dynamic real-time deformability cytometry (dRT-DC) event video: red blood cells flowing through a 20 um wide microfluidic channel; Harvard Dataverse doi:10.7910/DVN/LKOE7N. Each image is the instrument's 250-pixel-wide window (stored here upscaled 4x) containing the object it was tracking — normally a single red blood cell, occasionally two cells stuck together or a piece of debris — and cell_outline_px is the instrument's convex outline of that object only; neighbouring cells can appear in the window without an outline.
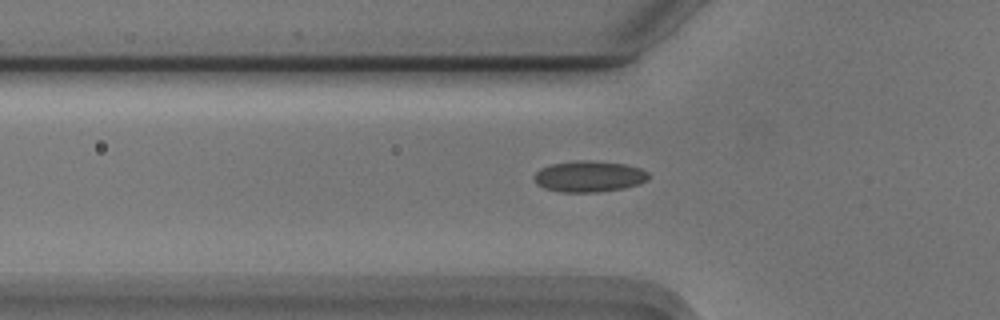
{"species": "Egyptian fruit bat (a non-hibernating species)", "species_latin": "Rousettus aegyptiacus", "temperature_condition": "cold", "stored_images_in_passage": 51, "camera_frame_rate_fps": 3000, "um_per_image_px": 0.085, "animal": {"sex": "male"}, "frame": {"image": 1, "passage_image": 18, "time_ms": 5.667, "image_size_px": [1000, 320], "cell_outline_px": [[648, 180], [640, 184], [624, 188], [596, 192], [560, 192], [544, 188], [536, 184], [536, 172], [540, 168], [552, 164], [576, 160], [592, 160], [624, 164], [640, 168], [648, 172]], "centroid_in_image_um": [50.09, 14.99], "position_along_channel_um": 75.7, "area_um2": 20.75}}
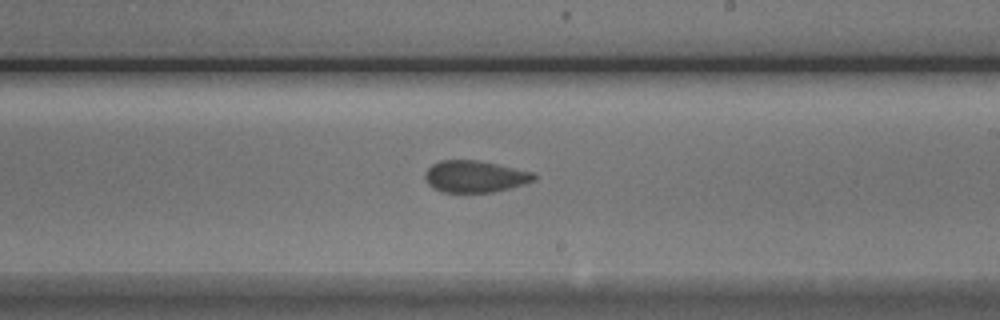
{"frame": {"image": 2, "passage_image": 32, "time_ms": 10.333, "image_size_px": [1000, 320], "cell_outline_px": [[536, 180], [524, 184], [492, 192], [440, 192], [432, 188], [428, 184], [424, 176], [424, 172], [432, 164], [440, 160], [480, 160], [532, 172], [536, 176]], "centroid_in_image_um": [40.33, 15.0], "position_along_channel_um": 248.7, "area_um2": 20.23}}
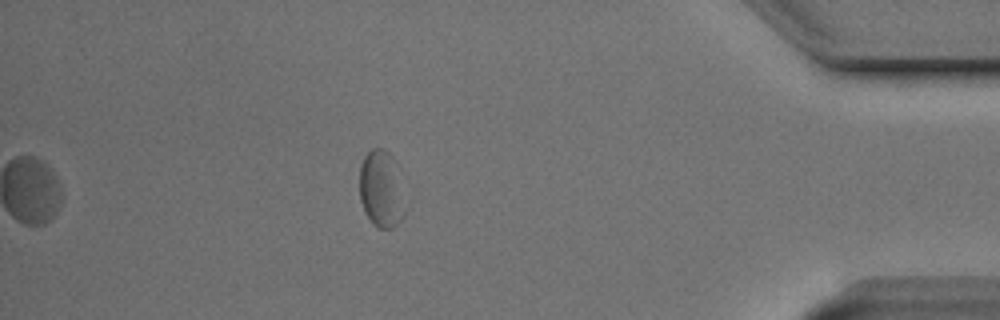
{"frame": {"image": 3, "passage_image": 48, "time_ms": 15.667, "image_size_px": [1000, 320], "cell_outline_px": [[408, 208], [404, 216], [392, 228], [380, 228], [372, 224], [364, 212], [360, 200], [360, 164], [364, 156], [372, 148], [384, 148], [396, 160]], "centroid_in_image_um": [32.45, 16.07], "position_along_channel_um": 402.7, "area_um2": 21.21}, "authors_computed_cell_mechanics": {"area_um2": 20.23, "velocity_mm_per_s": 3.6991, "shape_relaxation_time_tau1_ms": null, "shape_relaxation_time_tau2_ms": 1.0866, "deformation_change_tau1": null, "deformation_change_tau2": 0.0639}}